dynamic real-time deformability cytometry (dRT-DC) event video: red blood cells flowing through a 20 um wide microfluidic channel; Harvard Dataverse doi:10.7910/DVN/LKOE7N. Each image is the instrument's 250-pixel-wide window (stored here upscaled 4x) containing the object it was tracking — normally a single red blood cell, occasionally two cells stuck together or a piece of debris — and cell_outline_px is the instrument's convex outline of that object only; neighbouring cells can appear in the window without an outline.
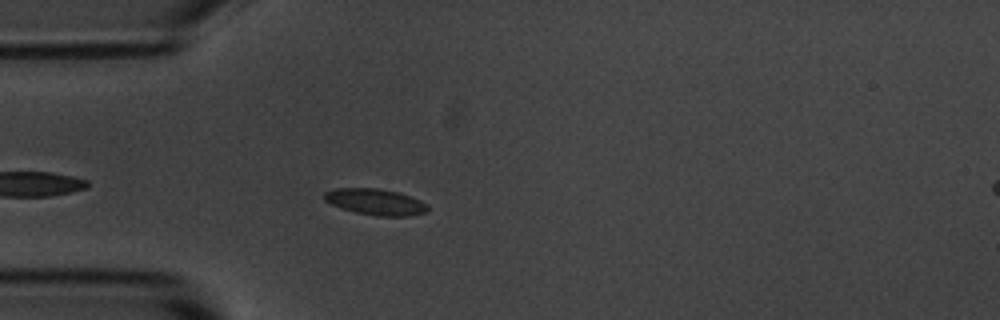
{"species": "common noctule bat (a hibernating species)", "species_latin": "Nyctalus noctula", "temperature_condition": "room temperature", "stored_images_in_passage": 4, "camera_frame_rate_fps": 3000, "um_per_image_px": 0.085, "animal": {"sex": "male", "body_mass_g": 20.1, "forearm_length_mm": 53.5}, "frame": {"image": 1, "passage_image": 4, "time_ms": 3.667, "image_size_px": [1000, 320], "cell_outline_px": [[428, 212], [408, 216], [376, 216], [356, 212], [332, 204], [324, 200], [324, 192], [336, 188], [376, 188], [400, 192], [420, 200], [428, 204]], "centroid_in_image_um": [31.96, 17.15], "position_along_channel_um": 53.0, "area_um2": 15.78}}